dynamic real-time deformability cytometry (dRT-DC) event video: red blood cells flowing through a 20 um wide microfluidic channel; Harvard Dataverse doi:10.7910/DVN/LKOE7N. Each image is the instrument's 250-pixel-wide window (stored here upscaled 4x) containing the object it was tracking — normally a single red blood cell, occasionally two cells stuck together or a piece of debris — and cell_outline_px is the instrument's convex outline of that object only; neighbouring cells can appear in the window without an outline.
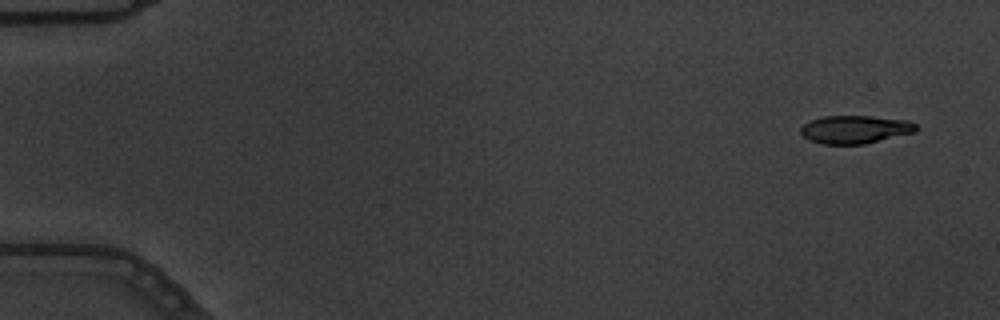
{"species": "common noctule bat (a hibernating species)", "species_latin": "Nyctalus noctula", "temperature_condition": "warm", "stored_images_in_passage": 5, "camera_frame_rate_fps": 3000, "um_per_image_px": 0.085, "animal": {"sex": "male", "body_mass_g": 19.5, "forearm_length_mm": 54.6}, "frame": {"image": 1, "passage_image": 1, "time_ms": 0.0, "image_size_px": [1000, 320], "cell_outline_px": [[920, 128], [916, 132], [864, 144], [820, 144], [808, 140], [800, 132], [800, 128], [804, 124], [812, 120], [824, 116], [872, 116], [908, 120], [916, 124]], "centroid_in_image_um": [72.71, 11.0], "position_along_channel_um": 12.3, "area_um2": 19.02}}
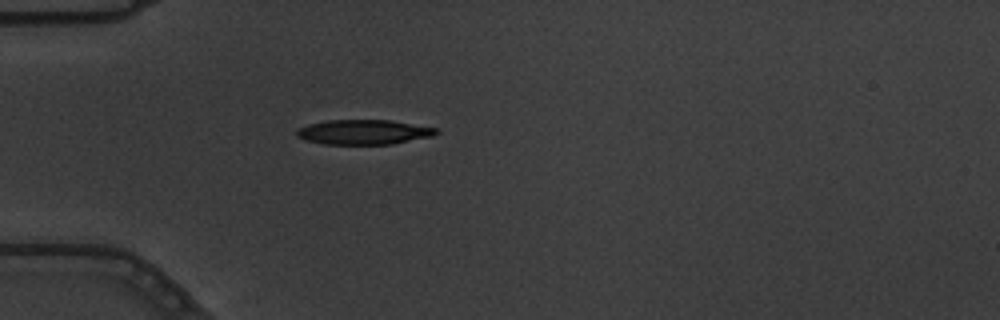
{"frame": {"image": 2, "passage_image": 5, "time_ms": 1.333, "image_size_px": [1000, 320], "cell_outline_px": [[440, 132], [432, 136], [392, 144], [324, 144], [304, 140], [296, 136], [296, 128], [308, 124], [328, 120], [392, 120], [440, 128]], "centroid_in_image_um": [30.92, 11.22], "position_along_channel_um": 54.1, "area_um2": 20.4}}